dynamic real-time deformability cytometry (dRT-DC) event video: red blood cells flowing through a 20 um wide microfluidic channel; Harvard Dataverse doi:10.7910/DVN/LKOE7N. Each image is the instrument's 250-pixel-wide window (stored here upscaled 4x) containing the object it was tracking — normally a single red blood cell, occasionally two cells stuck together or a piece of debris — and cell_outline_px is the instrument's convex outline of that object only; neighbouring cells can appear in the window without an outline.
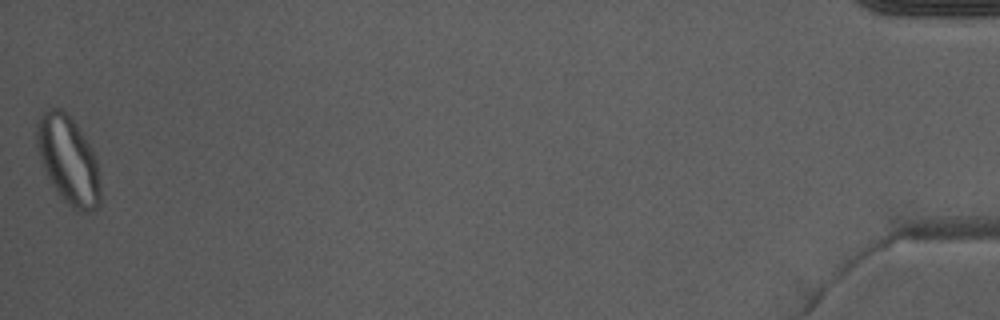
{"species": "Egyptian fruit bat (a non-hibernating species)", "species_latin": "Rousettus aegyptiacus", "temperature_condition": "warm", "stored_images_in_passage": 39, "camera_frame_rate_fps": 3000, "um_per_image_px": 0.085, "animal": {"sex": "male"}, "frame": {"image": 1, "passage_image": 39, "time_ms": 12.667, "image_size_px": [1000, 320], "cell_outline_px": [[100, 208], [92, 212], [76, 212], [60, 196], [52, 184], [40, 160], [36, 148], [36, 124], [44, 112], [52, 108], [60, 108], [76, 124], [88, 144], [96, 160], [100, 188]], "centroid_in_image_um": [5.8, 13.67], "position_along_channel_um": 429.4, "area_um2": 32.31}, "authors_computed_cell_mechanics": {"area_um2": 27.3394, "velocity_mm_per_s": 3.9752, "shape_relaxation_time_tau1_ms": null, "shape_relaxation_time_tau2_ms": 2.1186, "deformation_change_tau1": null, "deformation_change_tau2": 0.0695}}